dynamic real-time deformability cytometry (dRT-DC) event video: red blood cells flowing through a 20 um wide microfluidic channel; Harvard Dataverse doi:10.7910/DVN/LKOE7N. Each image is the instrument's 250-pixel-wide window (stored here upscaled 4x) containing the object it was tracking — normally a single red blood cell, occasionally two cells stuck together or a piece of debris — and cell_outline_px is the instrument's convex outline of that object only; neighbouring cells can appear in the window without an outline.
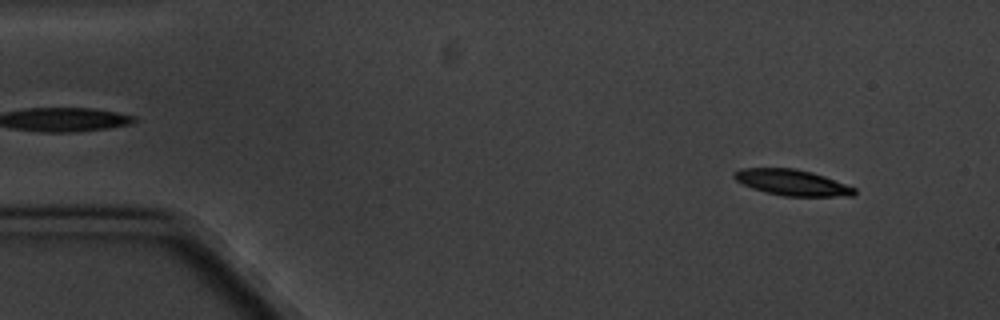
{"species": "common noctule bat (a hibernating species)", "species_latin": "Nyctalus noctula", "temperature_condition": "cold", "stored_images_in_passage": 6, "segment_of_instrument_passage": [1, 2], "camera_frame_rate_fps": 3000, "um_per_image_px": 0.085, "animal": {"sex": "male", "body_mass_g": 20.1, "forearm_length_mm": 53.5}, "frame": {"image": 1, "passage_image": 2, "time_ms": 1.333, "image_size_px": [1000, 320], "cell_outline_px": [[856, 192], [852, 196], [784, 196], [764, 192], [752, 188], [736, 180], [732, 176], [732, 172], [740, 168], [792, 168], [812, 172], [824, 176], [856, 188]], "centroid_in_image_um": [67.3, 15.51], "position_along_channel_um": 17.7, "area_um2": 18.15}}